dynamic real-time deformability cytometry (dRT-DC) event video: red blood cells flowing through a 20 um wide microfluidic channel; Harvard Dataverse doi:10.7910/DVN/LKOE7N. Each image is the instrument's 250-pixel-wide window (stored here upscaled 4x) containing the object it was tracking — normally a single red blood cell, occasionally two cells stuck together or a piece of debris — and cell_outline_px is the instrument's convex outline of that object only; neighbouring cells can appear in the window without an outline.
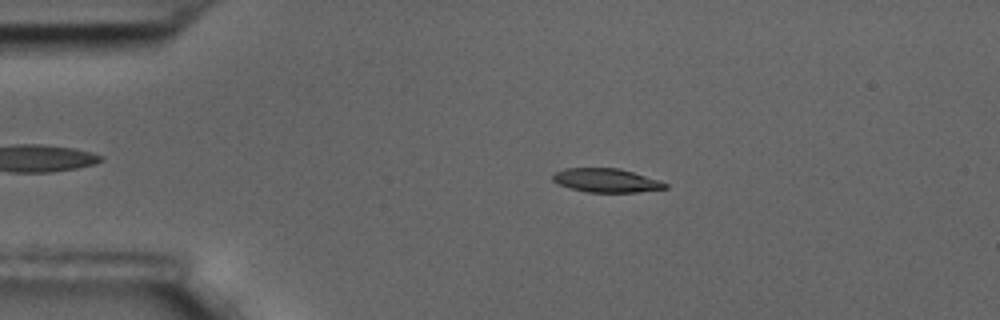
{"species": "common noctule bat (a hibernating species)", "species_latin": "Nyctalus noctula", "temperature_condition": "room temperature", "stored_images_in_passage": 57, "camera_frame_rate_fps": 3000, "um_per_image_px": 0.085, "animal": {"sex": "male", "body_mass_g": 17.5, "forearm_length_mm": 52.3}, "frame": {"image": 1, "passage_image": 11, "time_ms": 3.333, "image_size_px": [1000, 320], "cell_outline_px": [[668, 188], [636, 192], [588, 192], [572, 188], [560, 184], [552, 180], [552, 176], [556, 172], [564, 168], [620, 168], [660, 180], [668, 184]], "centroid_in_image_um": [51.57, 15.33], "position_along_channel_um": 33.4, "area_um2": 15.49}}
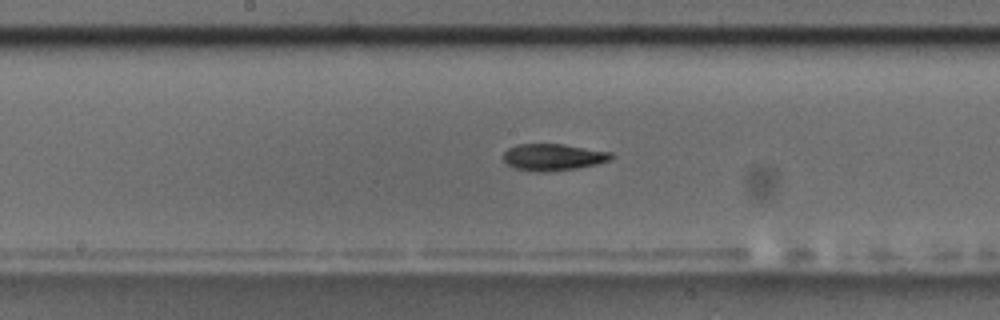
{"frame": {"image": 2, "passage_image": 29, "time_ms": 9.333, "image_size_px": [1000, 320], "cell_outline_px": [[612, 156], [608, 160], [596, 164], [576, 168], [544, 172], [536, 172], [516, 168], [508, 164], [504, 160], [504, 152], [508, 148], [516, 144], [564, 144], [612, 152]], "centroid_in_image_um": [47.0, 13.34], "position_along_channel_um": 201.2, "area_um2": 16.65}}
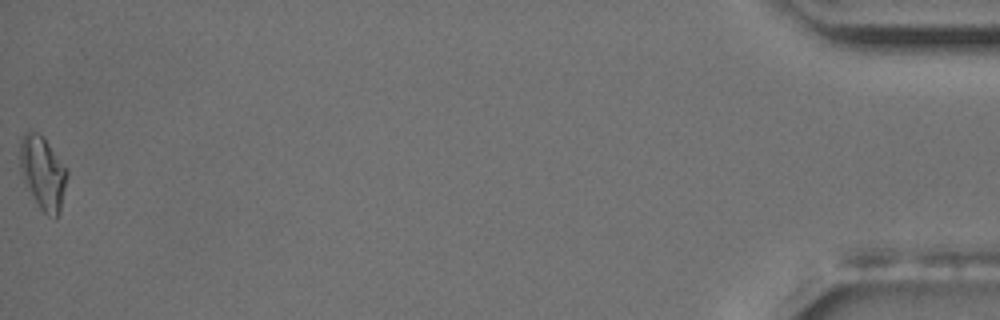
{"frame": {"image": 3, "passage_image": 57, "time_ms": 18.667, "image_size_px": [1000, 320], "cell_outline_px": [[68, 172], [60, 212], [56, 220], [48, 216], [40, 208], [24, 180], [20, 168], [20, 140], [24, 132], [28, 128], [32, 128], [44, 136]], "centroid_in_image_um": [3.63, 14.64], "position_along_channel_um": 431.6, "area_um2": 20.11}, "authors_computed_cell_mechanics": {"area_um2": 16.6464, "velocity_mm_per_s": 3.5135, "shape_relaxation_time_tau1_ms": 4.8787, "shape_relaxation_time_tau2_ms": 7.8483, "deformation_change_tau1": 0.1452, "deformation_change_tau2": 0.1525}}